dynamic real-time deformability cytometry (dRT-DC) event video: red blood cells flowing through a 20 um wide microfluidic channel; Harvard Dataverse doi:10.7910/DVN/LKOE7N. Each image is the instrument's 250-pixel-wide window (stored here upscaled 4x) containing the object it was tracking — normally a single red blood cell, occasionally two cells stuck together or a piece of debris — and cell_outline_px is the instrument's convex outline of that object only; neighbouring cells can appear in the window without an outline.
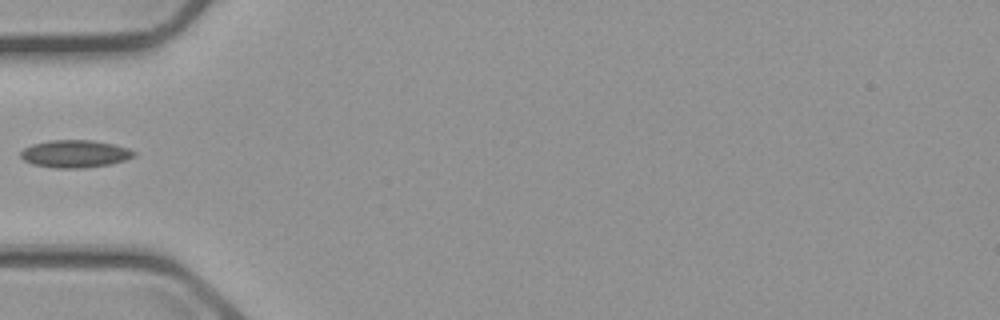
{"species": "common noctule bat (a hibernating species)", "species_latin": "Nyctalus noctula", "temperature_condition": "cold", "stored_images_in_passage": 1, "camera_frame_rate_fps": 3000, "um_per_image_px": 0.085, "animal": {"sex": "male", "body_mass_g": 23.1, "forearm_length_mm": 52.7}, "frame": {"image": 1, "passage_image": 1, "time_ms": 0.0, "image_size_px": [1000, 320], "cell_outline_px": [[136, 156], [112, 164], [84, 168], [52, 168], [32, 164], [24, 160], [20, 156], [20, 152], [24, 148], [32, 144], [48, 140], [92, 140], [112, 144], [128, 148], [136, 152]], "centroid_in_image_um": [6.36, 13.08], "position_along_channel_um": 78.6, "area_um2": 18.32}}